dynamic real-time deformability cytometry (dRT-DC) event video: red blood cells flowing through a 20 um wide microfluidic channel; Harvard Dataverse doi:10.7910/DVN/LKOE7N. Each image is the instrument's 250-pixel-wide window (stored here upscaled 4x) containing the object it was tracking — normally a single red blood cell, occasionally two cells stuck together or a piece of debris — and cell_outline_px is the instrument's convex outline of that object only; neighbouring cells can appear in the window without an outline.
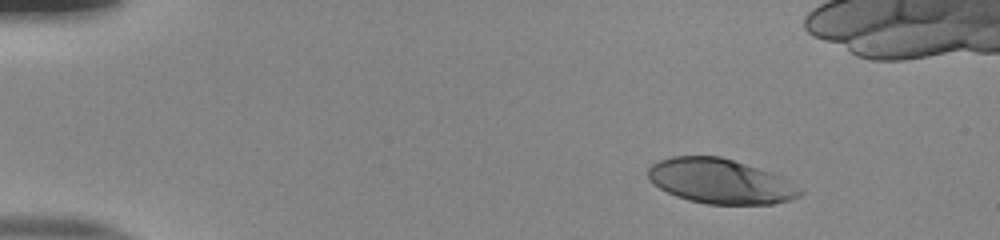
{"species": "human", "species_latin": "Homo sapiens", "temperature_condition": "room temperature", "stored_images_in_passage": 43, "camera_frame_rate_fps": 3000, "um_per_image_px": 0.085, "donor": {"sex": "male"}, "frame": {"image": 1, "passage_image": 1, "time_ms": 0.0, "image_size_px": [1000, 240], "cell_outline_px": [[804, 192], [800, 196], [792, 200], [772, 204], [708, 204], [688, 200], [676, 196], [652, 184], [648, 180], [648, 168], [652, 164], [660, 160], [672, 156], [720, 156], [780, 176], [800, 188]], "centroid_in_image_um": [61.2, 15.42], "position_along_channel_um": 23.8, "area_um2": 39.42}}
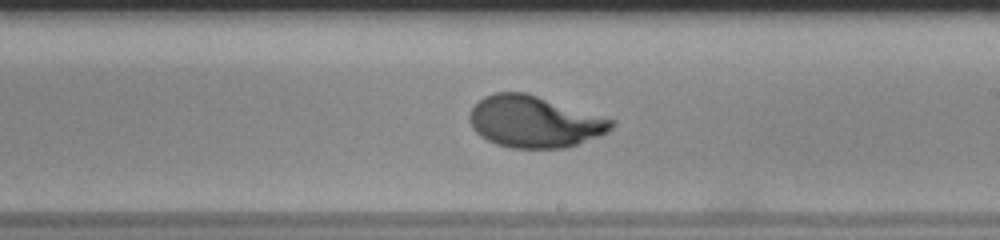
{"frame": {"image": 2, "passage_image": 26, "time_ms": 8.333, "image_size_px": [1000, 240], "cell_outline_px": [[616, 124], [608, 132], [600, 136], [564, 148], [512, 148], [496, 144], [480, 136], [472, 128], [468, 120], [468, 116], [472, 108], [484, 96], [496, 92], [524, 92], [616, 120]], "centroid_in_image_um": [45.42, 10.35], "position_along_channel_um": 243.6, "area_um2": 42.66}}
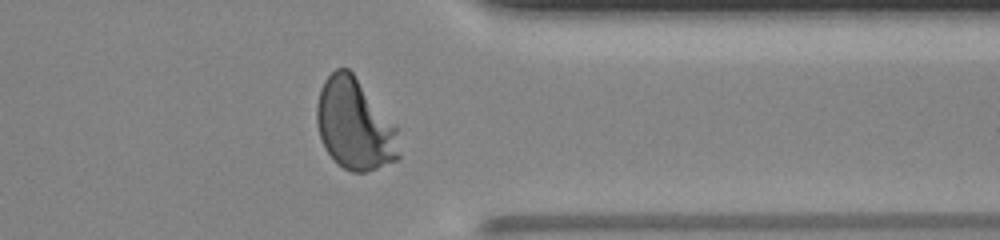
{"frame": {"image": 3, "passage_image": 37, "time_ms": 12.0, "image_size_px": [1000, 240], "cell_outline_px": [[400, 156], [396, 160], [376, 168], [364, 172], [352, 172], [344, 168], [324, 148], [320, 140], [316, 120], [316, 104], [320, 88], [324, 80], [336, 68], [348, 68], [352, 72], [396, 124]], "centroid_in_image_um": [30.14, 10.56], "position_along_channel_um": 381.3, "area_um2": 43.75}}